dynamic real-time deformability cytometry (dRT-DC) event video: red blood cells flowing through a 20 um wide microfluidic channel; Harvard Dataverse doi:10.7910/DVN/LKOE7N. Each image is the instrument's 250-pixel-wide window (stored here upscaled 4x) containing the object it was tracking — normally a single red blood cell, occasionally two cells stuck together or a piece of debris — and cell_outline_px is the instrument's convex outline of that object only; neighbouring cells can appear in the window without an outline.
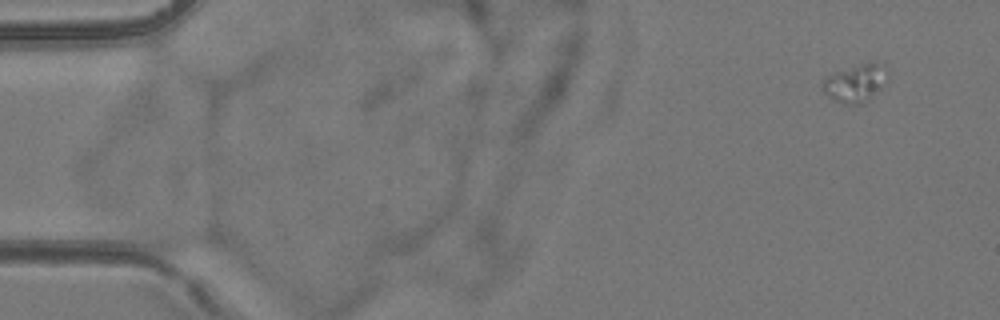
{"species": "common noctule bat (a hibernating species)", "species_latin": "Nyctalus noctula", "temperature_condition": "room temperature", "stored_images_in_passage": 3, "camera_frame_rate_fps": 3000, "um_per_image_px": 0.085, "animal": {"sex": "female", "body_mass_g": 24.6, "forearm_length_mm": 56.2}, "frame": {"image": 1, "passage_image": 3, "time_ms": 2.333, "image_size_px": [1000, 320], "cell_outline_px": [[888, 80], [880, 88], [860, 104], [844, 104], [824, 92], [820, 88], [824, 76], [832, 72], [864, 64], [884, 64], [888, 72]], "centroid_in_image_um": [72.68, 7.05], "position_along_channel_um": 12.3, "area_um2": 13.93}}